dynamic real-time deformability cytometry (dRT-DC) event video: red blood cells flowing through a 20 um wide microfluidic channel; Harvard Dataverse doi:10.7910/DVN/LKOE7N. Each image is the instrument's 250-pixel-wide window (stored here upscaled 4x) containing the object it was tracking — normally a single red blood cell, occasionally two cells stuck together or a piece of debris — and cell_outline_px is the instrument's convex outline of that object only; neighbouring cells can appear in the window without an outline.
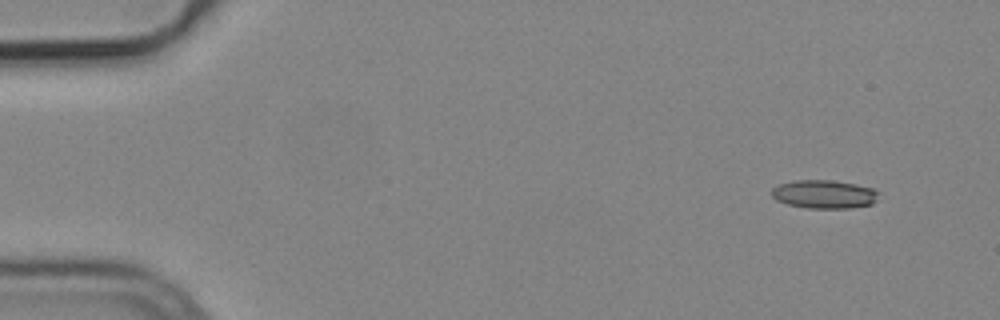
{"species": "common noctule bat (a hibernating species)", "species_latin": "Nyctalus noctula", "temperature_condition": "cold", "stored_images_in_passage": 5, "camera_frame_rate_fps": 3000, "um_per_image_px": 0.085, "animal": {"sex": "male", "body_mass_g": 19.2, "forearm_length_mm": 51.8}, "frame": {"image": 1, "passage_image": 1, "time_ms": 0.0, "image_size_px": [1000, 320], "cell_outline_px": [[880, 192], [876, 200], [872, 204], [848, 208], [808, 208], [788, 204], [776, 200], [772, 196], [772, 188], [780, 184], [796, 180], [832, 180], [856, 184], [872, 188]], "centroid_in_image_um": [70.07, 16.5], "position_along_channel_um": 14.9, "area_um2": 17.69}}
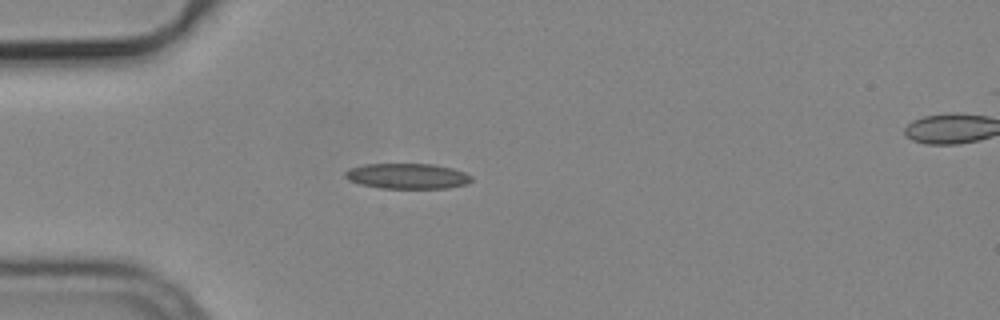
{"frame": {"image": 2, "passage_image": 4, "time_ms": 1.0, "image_size_px": [1000, 320], "cell_outline_px": [[472, 180], [468, 184], [448, 188], [380, 188], [360, 184], [348, 180], [344, 176], [344, 172], [348, 168], [364, 164], [432, 164], [452, 168], [464, 172], [472, 176]], "centroid_in_image_um": [34.61, 14.97], "position_along_channel_um": 50.4, "area_um2": 18.84}}